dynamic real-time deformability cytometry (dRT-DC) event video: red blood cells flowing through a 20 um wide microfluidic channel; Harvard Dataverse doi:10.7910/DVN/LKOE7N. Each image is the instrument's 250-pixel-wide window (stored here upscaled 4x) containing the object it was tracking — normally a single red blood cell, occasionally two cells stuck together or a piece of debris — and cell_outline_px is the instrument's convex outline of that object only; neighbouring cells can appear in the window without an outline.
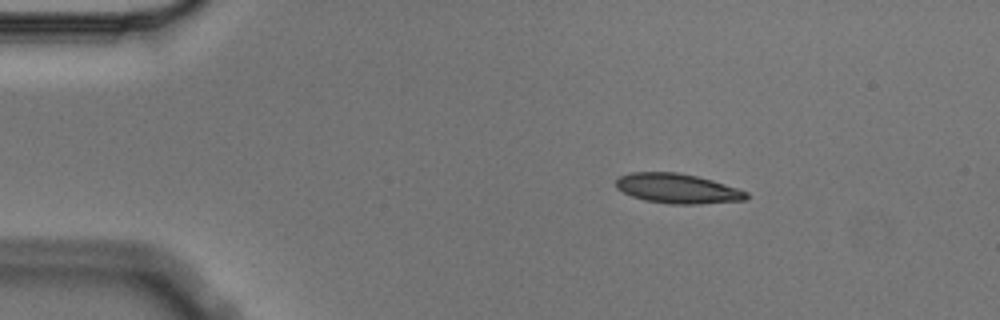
{"species": "Egyptian fruit bat (a non-hibernating species)", "species_latin": "Rousettus aegyptiacus", "temperature_condition": "cold", "stored_images_in_passage": 3, "camera_frame_rate_fps": 3000, "um_per_image_px": 0.085, "animal": {"sex": "male"}, "frame": {"image": 1, "passage_image": 2, "time_ms": 0.333, "image_size_px": [1000, 320], "cell_outline_px": [[748, 196], [744, 200], [696, 204], [672, 204], [644, 200], [632, 196], [616, 188], [616, 180], [620, 176], [632, 172], [676, 172], [696, 176], [712, 180], [748, 192]], "centroid_in_image_um": [57.56, 16.02], "position_along_channel_um": 27.4, "area_um2": 22.37}}